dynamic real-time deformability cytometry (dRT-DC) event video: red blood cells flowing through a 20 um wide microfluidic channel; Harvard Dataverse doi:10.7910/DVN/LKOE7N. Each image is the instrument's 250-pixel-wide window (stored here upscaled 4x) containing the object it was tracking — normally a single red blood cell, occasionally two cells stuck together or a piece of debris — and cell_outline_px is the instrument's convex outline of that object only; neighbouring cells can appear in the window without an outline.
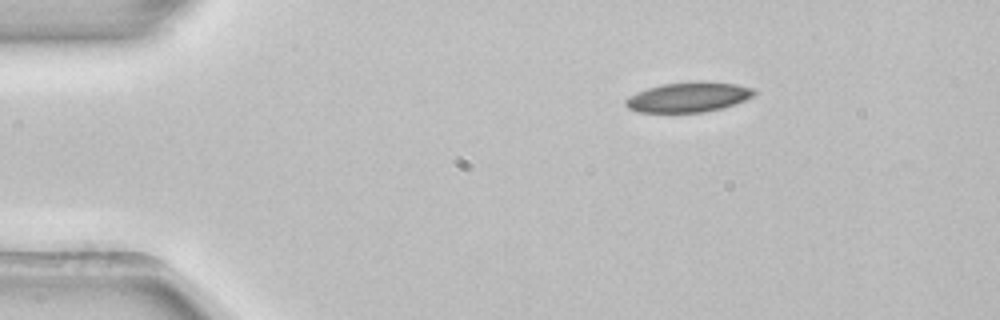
{"species": "common noctule bat (a hibernating species)", "species_latin": "Nyctalus noctula", "temperature_condition": "room temperature", "stored_images_in_passage": 3, "camera_frame_rate_fps": 3000, "um_per_image_px": 0.085, "animal": {"sex": "female", "body_mass_g": 22.7, "forearm_length_mm": 54.2}, "frame": {"image": 1, "passage_image": 1, "time_ms": 0.0, "image_size_px": [1000, 320], "cell_outline_px": [[756, 92], [752, 96], [744, 100], [720, 108], [704, 112], [636, 112], [628, 108], [624, 104], [624, 100], [628, 96], [636, 92], [660, 84], [696, 80], [704, 80], [736, 84], [752, 88]], "centroid_in_image_um": [58.46, 8.23], "position_along_channel_um": 26.5, "area_um2": 22.6}}